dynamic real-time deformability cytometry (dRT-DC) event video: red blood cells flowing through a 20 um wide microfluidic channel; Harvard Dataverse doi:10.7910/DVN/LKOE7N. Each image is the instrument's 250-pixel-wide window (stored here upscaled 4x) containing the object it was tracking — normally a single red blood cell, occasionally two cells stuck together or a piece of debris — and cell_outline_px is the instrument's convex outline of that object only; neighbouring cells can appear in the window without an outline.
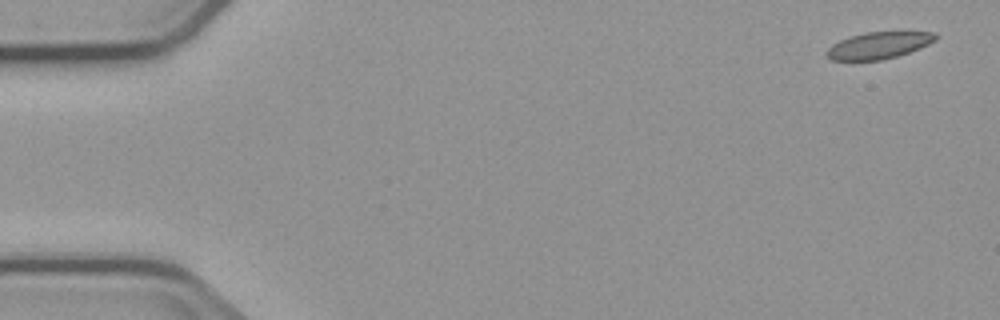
{"species": "common noctule bat (a hibernating species)", "species_latin": "Nyctalus noctula", "temperature_condition": "cold", "stored_images_in_passage": 7, "camera_frame_rate_fps": 3000, "um_per_image_px": 0.085, "animal": {"sex": "male", "body_mass_g": 23.1, "forearm_length_mm": 52.7}, "frame": {"image": 1, "passage_image": 1, "time_ms": 0.0, "image_size_px": [1000, 320], "cell_outline_px": [[940, 36], [936, 40], [920, 48], [896, 56], [880, 60], [832, 60], [824, 52], [832, 44], [840, 40], [864, 32], [936, 32]], "centroid_in_image_um": [74.7, 3.85], "position_along_channel_um": 10.3, "area_um2": 16.88}}
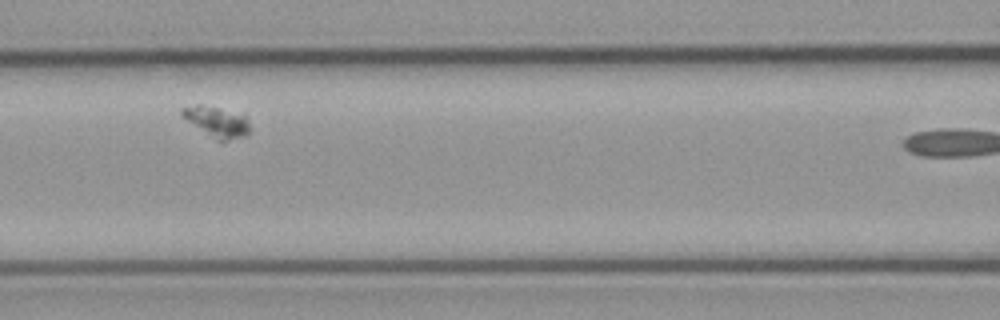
{"frame": {"image": 2, "passage_image": 5, "time_ms": 5.667, "image_size_px": [1000, 320], "cell_outline_px": [[252, 128], [244, 136], [228, 140], [216, 140], [180, 116], [180, 108], [196, 104], [200, 104], [244, 112]], "centroid_in_image_um": [18.46, 10.31], "position_along_channel_um": 148.1, "area_um2": 12.48}}
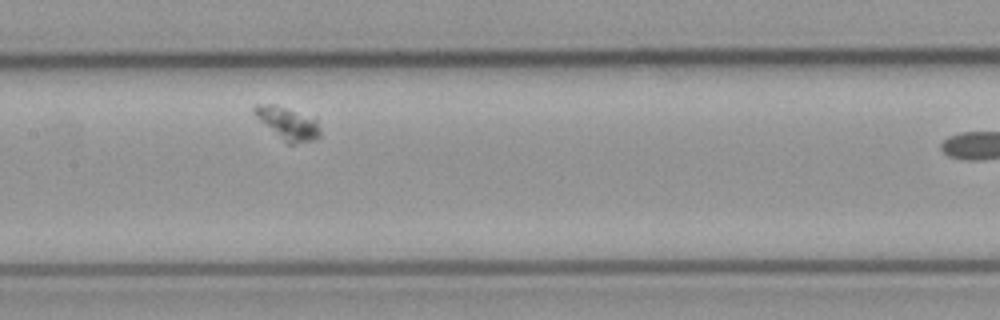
{"frame": {"image": 3, "passage_image": 6, "time_ms": 6.667, "image_size_px": [1000, 320], "cell_outline_px": [[320, 136], [316, 140], [296, 144], [288, 144], [260, 120], [252, 112], [252, 108], [256, 104], [272, 104], [284, 108], [316, 120], [320, 128]], "centroid_in_image_um": [24.46, 10.51], "position_along_channel_um": 182.9, "area_um2": 12.02}}